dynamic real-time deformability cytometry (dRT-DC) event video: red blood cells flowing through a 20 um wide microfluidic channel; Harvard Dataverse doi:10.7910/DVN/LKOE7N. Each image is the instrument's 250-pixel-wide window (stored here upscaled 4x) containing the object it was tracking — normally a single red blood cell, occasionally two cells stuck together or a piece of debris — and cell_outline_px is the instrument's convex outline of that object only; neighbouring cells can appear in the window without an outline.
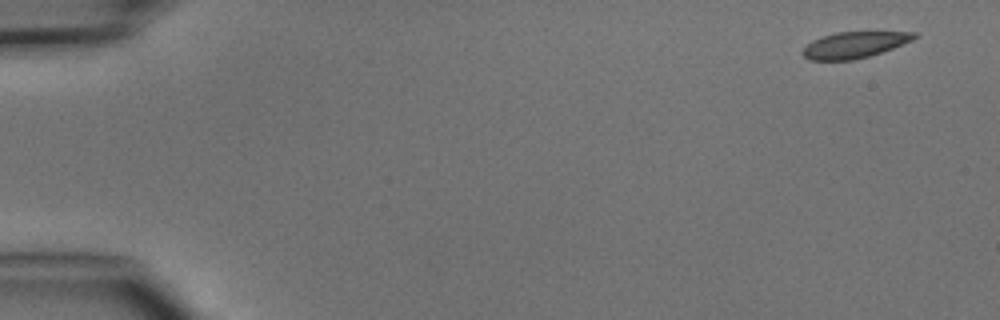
{"species": "common noctule bat (a hibernating species)", "species_latin": "Nyctalus noctula", "temperature_condition": "cold", "stored_images_in_passage": 4, "camera_frame_rate_fps": 3000, "um_per_image_px": 0.085, "animal": {"sex": "male", "body_mass_g": 15.6}, "frame": {"image": 1, "passage_image": 1, "time_ms": 0.0, "image_size_px": [1000, 320], "cell_outline_px": [[916, 36], [912, 40], [892, 48], [868, 56], [852, 60], [808, 60], [800, 52], [812, 40], [836, 32], [916, 32]], "centroid_in_image_um": [72.57, 3.82], "position_along_channel_um": 12.4, "area_um2": 16.76}}
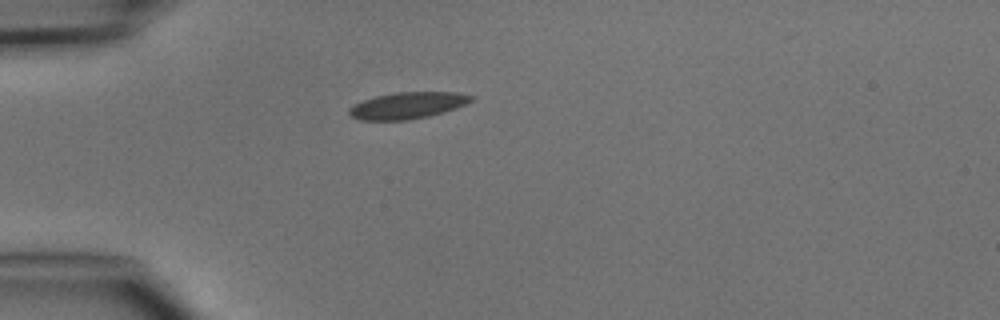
{"frame": {"image": 2, "passage_image": 4, "time_ms": 3.667, "image_size_px": [1000, 320], "cell_outline_px": [[476, 96], [472, 100], [456, 108], [444, 112], [428, 116], [408, 120], [360, 120], [352, 116], [348, 112], [348, 108], [364, 100], [376, 96], [396, 92], [460, 92]], "centroid_in_image_um": [34.67, 8.96], "position_along_channel_um": 50.3, "area_um2": 18.84}}